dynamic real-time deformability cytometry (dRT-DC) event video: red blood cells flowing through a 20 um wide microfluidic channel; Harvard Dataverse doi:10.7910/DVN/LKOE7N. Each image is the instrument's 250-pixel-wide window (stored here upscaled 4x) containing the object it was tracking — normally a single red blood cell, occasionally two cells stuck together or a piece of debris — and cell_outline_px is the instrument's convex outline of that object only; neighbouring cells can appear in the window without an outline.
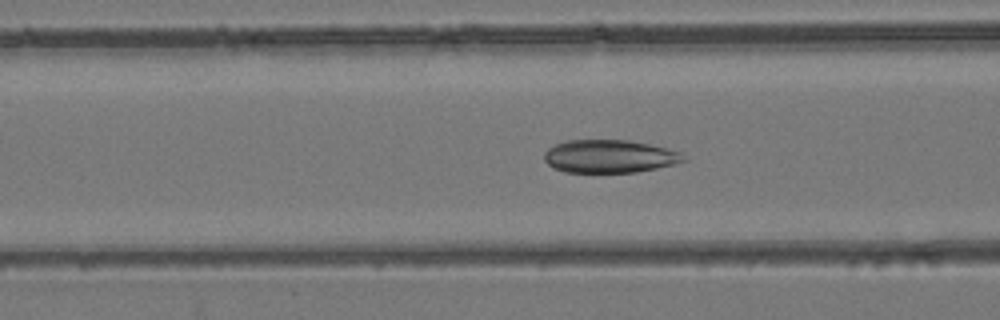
{"species": "common noctule bat (a hibernating species)", "species_latin": "Nyctalus noctula", "temperature_condition": "room temperature", "stored_images_in_passage": 37, "camera_frame_rate_fps": 3000, "um_per_image_px": 0.085, "animal": {"sex": "female", "body_mass_g": 24.6, "forearm_length_mm": 56.2}, "frame": {"image": 1, "passage_image": 14, "time_ms": 4.333, "image_size_px": [1000, 320], "cell_outline_px": [[688, 160], [676, 164], [636, 172], [564, 172], [552, 168], [544, 160], [544, 152], [548, 148], [556, 144], [568, 140], [628, 140], [668, 148], [680, 152]], "centroid_in_image_um": [51.8, 13.29], "position_along_channel_um": 114.8, "area_um2": 26.88}}
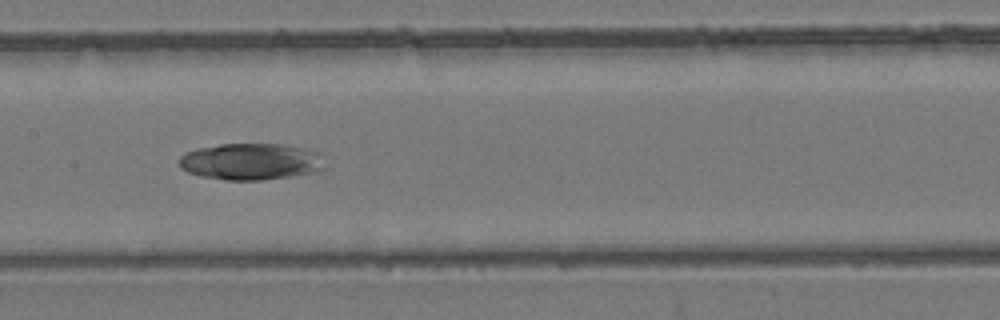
{"frame": {"image": 2, "passage_image": 19, "time_ms": 6.0, "image_size_px": [1000, 320], "cell_outline_px": [[324, 168], [308, 172], [288, 176], [260, 180], [224, 180], [200, 176], [188, 172], [180, 168], [180, 156], [184, 152], [196, 148], [220, 144], [280, 144], [320, 152]], "centroid_in_image_um": [21.23, 13.73], "position_along_channel_um": 186.2, "area_um2": 30.81}}